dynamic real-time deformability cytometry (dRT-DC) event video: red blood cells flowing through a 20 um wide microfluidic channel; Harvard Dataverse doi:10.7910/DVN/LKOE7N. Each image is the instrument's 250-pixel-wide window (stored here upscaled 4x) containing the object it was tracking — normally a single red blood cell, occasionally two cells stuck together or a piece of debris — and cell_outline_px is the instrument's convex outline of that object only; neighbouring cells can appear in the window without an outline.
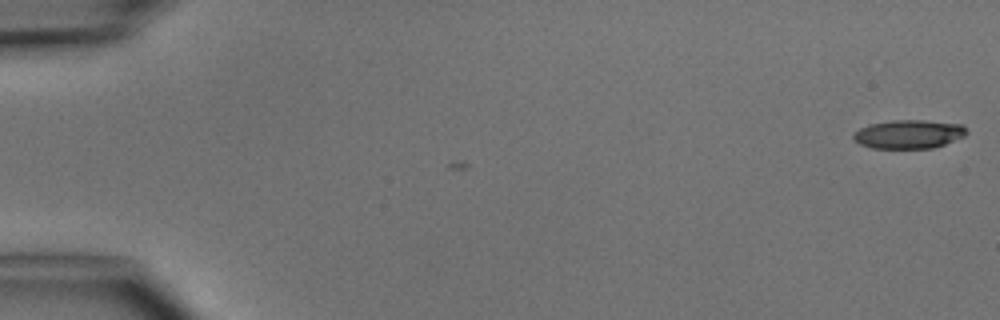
{"species": "common noctule bat (a hibernating species)", "species_latin": "Nyctalus noctula", "temperature_condition": "cold", "stored_images_in_passage": 2, "camera_frame_rate_fps": 3000, "um_per_image_px": 0.085, "animal": {"sex": "male", "body_mass_g": 15.6}, "frame": {"image": 1, "passage_image": 2, "time_ms": 1.0, "image_size_px": [1000, 320], "cell_outline_px": [[968, 132], [964, 136], [944, 144], [932, 148], [872, 148], [860, 144], [852, 136], [852, 132], [868, 124], [892, 120], [924, 120], [964, 124]], "centroid_in_image_um": [77.24, 11.39], "position_along_channel_um": 7.8, "area_um2": 19.02}}